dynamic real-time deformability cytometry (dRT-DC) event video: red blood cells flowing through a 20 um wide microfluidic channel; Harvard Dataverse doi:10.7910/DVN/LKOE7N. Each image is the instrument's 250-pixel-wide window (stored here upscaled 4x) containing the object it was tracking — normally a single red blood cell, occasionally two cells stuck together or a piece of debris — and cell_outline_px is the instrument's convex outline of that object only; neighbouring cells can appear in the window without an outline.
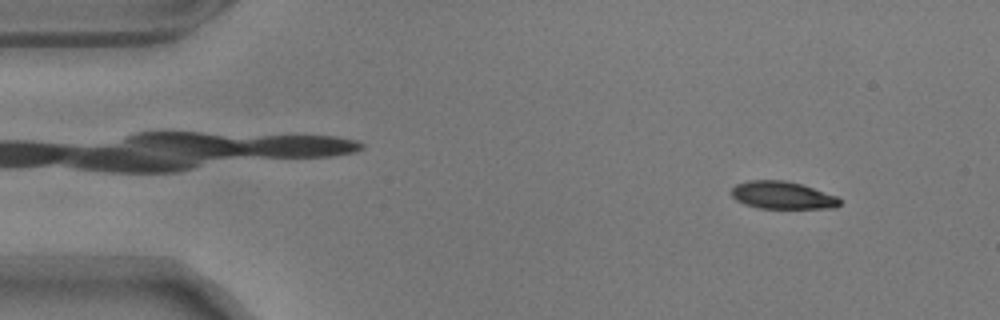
{"species": "common noctule bat (a hibernating species)", "species_latin": "Nyctalus noctula", "temperature_condition": "warm", "stored_images_in_passage": 55, "camera_frame_rate_fps": 3000, "um_per_image_px": 0.085, "animal": {"sex": "male", "body_mass_g": 17.9}, "frame": {"image": 1, "passage_image": 5, "time_ms": 1.333, "image_size_px": [1000, 320], "cell_outline_px": [[840, 204], [836, 208], [756, 208], [744, 204], [736, 200], [732, 196], [732, 188], [736, 184], [748, 180], [784, 180], [800, 184], [836, 196], [840, 200]], "centroid_in_image_um": [66.47, 16.6], "position_along_channel_um": 18.5, "area_um2": 17.28}}
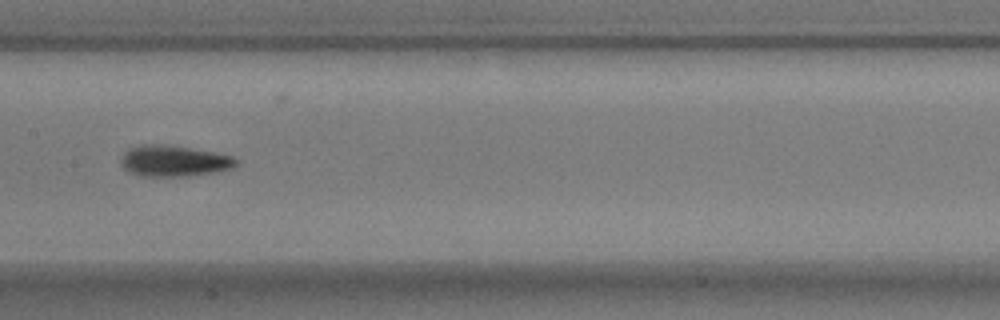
{"frame": {"image": 2, "passage_image": 27, "time_ms": 8.667, "image_size_px": [1000, 320], "cell_outline_px": [[240, 160], [232, 168], [192, 176], [140, 176], [124, 168], [120, 164], [120, 160], [124, 152], [128, 148], [140, 144], [164, 144], [192, 148], [216, 152], [232, 156]], "centroid_in_image_um": [14.77, 13.66], "position_along_channel_um": 192.6, "area_um2": 21.04}}
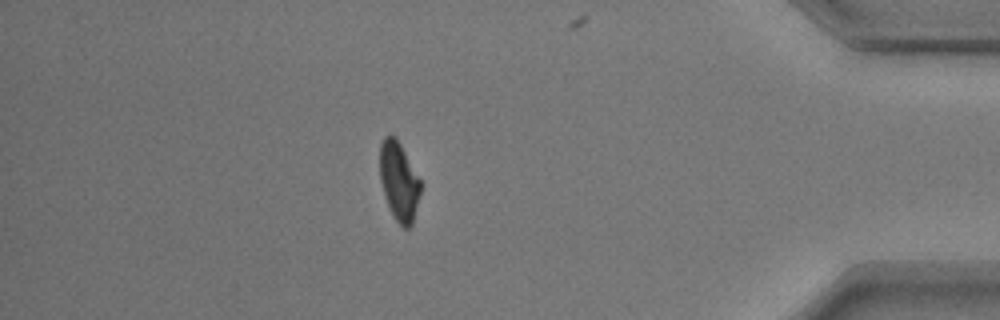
{"frame": {"image": 3, "passage_image": 48, "time_ms": 15.667, "image_size_px": [1000, 320], "cell_outline_px": [[420, 192], [412, 224], [408, 228], [404, 228], [396, 220], [384, 196], [380, 180], [380, 144], [384, 136], [396, 136], [420, 180]], "centroid_in_image_um": [33.89, 15.39], "position_along_channel_um": 401.3, "area_um2": 18.32}, "authors_computed_cell_mechanics": {"area_um2": 19.1896, "velocity_mm_per_s": 3.5766, "shape_relaxation_time_tau1_ms": 3.44, "shape_relaxation_time_tau2_ms": 2.6728, "deformation_change_tau1": 0.1677, "deformation_change_tau2": 0.0916}}